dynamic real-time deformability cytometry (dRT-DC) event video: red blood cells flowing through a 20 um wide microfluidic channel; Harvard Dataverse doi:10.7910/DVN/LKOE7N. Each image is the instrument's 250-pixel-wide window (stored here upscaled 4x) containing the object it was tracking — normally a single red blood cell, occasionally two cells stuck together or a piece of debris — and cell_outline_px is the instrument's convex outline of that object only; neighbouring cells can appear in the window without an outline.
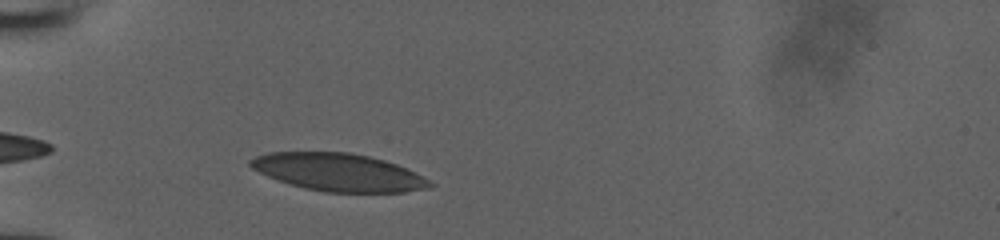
{"species": "human", "species_latin": "Homo sapiens", "temperature_condition": "room temperature", "stored_images_in_passage": 30, "camera_frame_rate_fps": 3000, "um_per_image_px": 0.085, "donor": {"sex": "male"}, "frame": {"image": 1, "passage_image": 3, "time_ms": 0.667, "image_size_px": [1000, 240], "cell_outline_px": [[436, 184], [432, 188], [404, 192], [324, 192], [304, 188], [268, 176], [252, 168], [248, 164], [248, 160], [256, 156], [268, 152], [348, 152], [368, 156], [384, 160], [396, 164]], "centroid_in_image_um": [28.76, 14.64], "position_along_channel_um": 56.2, "area_um2": 39.07}}
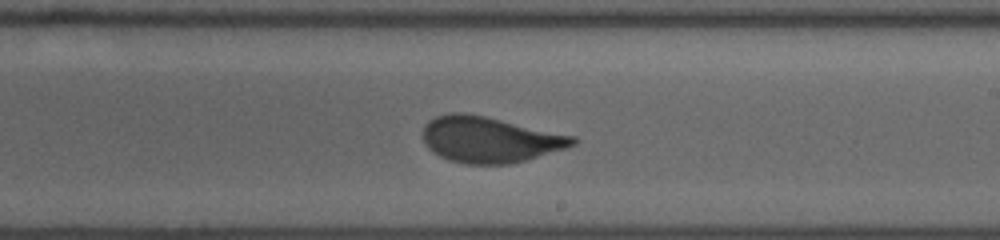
{"frame": {"image": 2, "passage_image": 18, "time_ms": 5.667, "image_size_px": [1000, 240], "cell_outline_px": [[576, 144], [564, 148], [524, 160], [508, 164], [468, 164], [448, 160], [432, 152], [424, 144], [424, 124], [428, 120], [436, 116], [452, 112], [464, 112], [484, 116], [576, 136]], "centroid_in_image_um": [41.58, 11.85], "position_along_channel_um": 247.4, "area_um2": 39.82}}
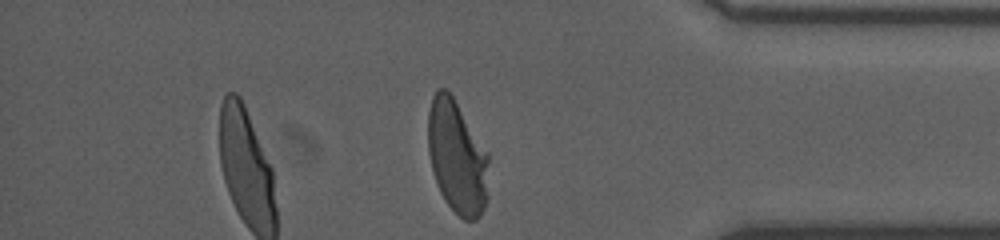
{"frame": {"image": 3, "passage_image": 30, "time_ms": 9.667, "image_size_px": [1000, 240], "cell_outline_px": [[488, 196], [484, 208], [480, 216], [476, 220], [464, 220], [444, 200], [440, 192], [432, 168], [428, 152], [428, 112], [432, 96], [436, 88], [444, 88], [452, 96], [488, 152]], "centroid_in_image_um": [38.85, 13.36], "position_along_channel_um": 396.3, "area_um2": 40.06}}